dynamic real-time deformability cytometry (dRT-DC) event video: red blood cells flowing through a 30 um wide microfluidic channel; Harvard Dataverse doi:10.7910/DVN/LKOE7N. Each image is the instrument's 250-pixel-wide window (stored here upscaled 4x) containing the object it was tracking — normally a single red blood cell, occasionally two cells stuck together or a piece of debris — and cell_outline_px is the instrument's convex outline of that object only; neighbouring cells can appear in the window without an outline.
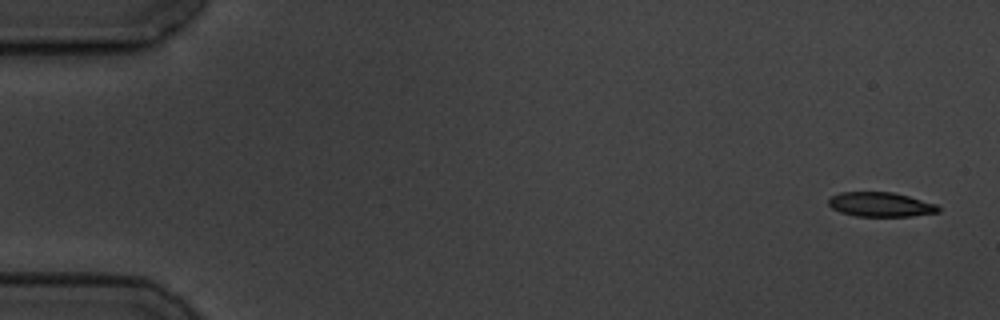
{"species": "common noctule bat (a hibernating species)", "species_latin": "Nyctalus noctula", "temperature_condition": "cold", "stored_images_in_passage": 6, "camera_frame_rate_fps": 3000, "um_per_image_px": 0.085, "animal": {"sex": "male", "body_mass_g": 19.5, "forearm_length_mm": 54.6}, "frame": {"image": 1, "passage_image": 1, "time_ms": 0.0, "image_size_px": [1000, 320], "cell_outline_px": [[940, 212], [912, 216], [856, 216], [840, 212], [832, 208], [828, 204], [828, 200], [832, 196], [840, 192], [892, 192], [908, 196], [936, 204], [940, 208]], "centroid_in_image_um": [74.85, 17.38], "position_along_channel_um": 10.2, "area_um2": 15.61}}